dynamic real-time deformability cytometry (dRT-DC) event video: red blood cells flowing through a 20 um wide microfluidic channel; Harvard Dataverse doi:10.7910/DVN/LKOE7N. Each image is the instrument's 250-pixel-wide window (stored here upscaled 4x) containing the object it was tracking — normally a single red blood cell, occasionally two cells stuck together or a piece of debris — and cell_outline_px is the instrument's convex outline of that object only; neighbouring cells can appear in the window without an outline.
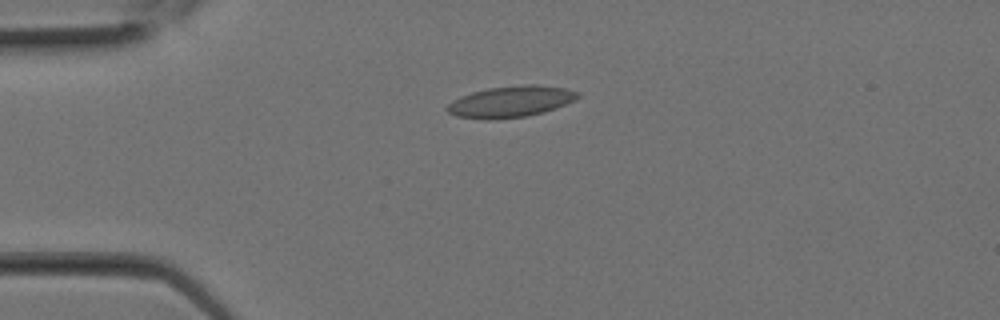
{"species": "Egyptian fruit bat (a non-hibernating species)", "species_latin": "Rousettus aegyptiacus", "temperature_condition": "room temperature", "stored_images_in_passage": 4, "camera_frame_rate_fps": 3000, "um_per_image_px": 0.085, "animal": {"sex": "female"}, "frame": {"image": 1, "passage_image": 1, "time_ms": 0.0, "image_size_px": [1000, 320], "cell_outline_px": [[580, 96], [576, 100], [556, 108], [544, 112], [528, 116], [496, 120], [488, 120], [456, 116], [448, 112], [444, 108], [452, 100], [460, 96], [472, 92], [488, 88], [524, 84], [536, 84], [564, 88], [580, 92]], "centroid_in_image_um": [43.41, 8.64], "position_along_channel_um": 41.6, "area_um2": 24.16}}
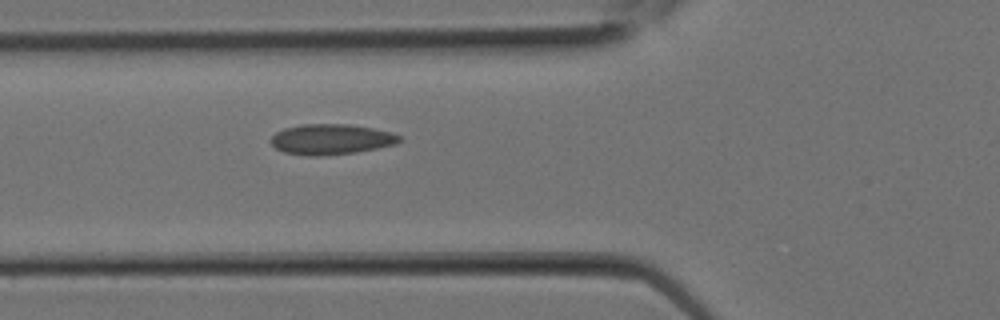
{"frame": {"image": 2, "passage_image": 4, "time_ms": 1.0, "image_size_px": [1000, 320], "cell_outline_px": [[404, 140], [396, 144], [356, 152], [320, 156], [308, 156], [284, 152], [276, 148], [272, 144], [272, 136], [276, 132], [284, 128], [304, 124], [348, 124], [372, 128], [392, 132], [400, 136]], "centroid_in_image_um": [28.17, 11.84], "position_along_channel_um": 97.6, "area_um2": 22.77}}